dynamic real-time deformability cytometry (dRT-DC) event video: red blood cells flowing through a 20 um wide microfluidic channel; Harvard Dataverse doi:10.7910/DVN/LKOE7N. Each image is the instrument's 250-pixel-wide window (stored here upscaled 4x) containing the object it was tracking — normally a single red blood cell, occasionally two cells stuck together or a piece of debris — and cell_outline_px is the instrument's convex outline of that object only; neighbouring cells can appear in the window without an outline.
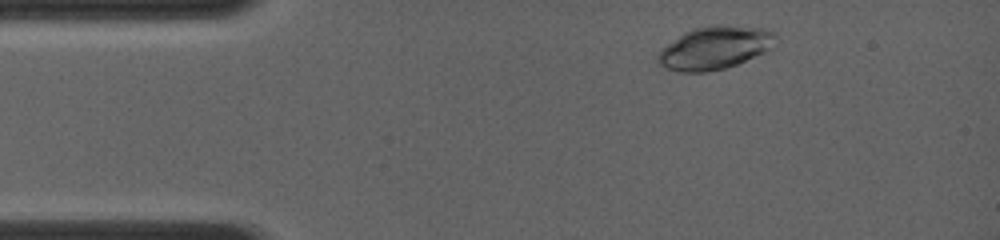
{"species": "common noctule bat (a hibernating species)", "species_latin": "Nyctalus noctula", "temperature_condition": "room temperature", "stored_images_in_passage": 7, "camera_frame_rate_fps": 4000, "um_per_image_px": 0.085, "animal": {"sex": "female", "body_mass_g": 19.0, "forearm_length_mm": 56.7}, "frame": {"image": 1, "passage_image": 2, "time_ms": 0.5, "image_size_px": [1000, 240], "cell_outline_px": [[776, 36], [768, 48], [764, 52], [736, 64], [724, 68], [704, 72], [680, 72], [664, 68], [660, 64], [656, 56], [660, 48], [684, 32], [692, 28], [716, 24], [764, 28], [776, 32]], "centroid_in_image_um": [60.69, 4.05], "position_along_channel_um": 24.3, "area_um2": 29.36}}
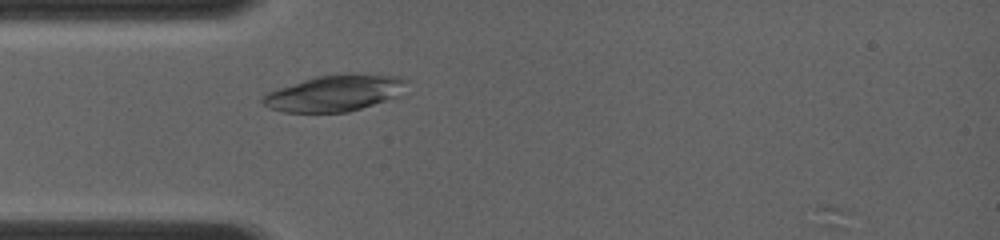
{"frame": {"image": 2, "passage_image": 6, "time_ms": 2.5, "image_size_px": [1000, 240], "cell_outline_px": [[408, 80], [396, 96], [348, 112], [284, 112], [268, 108], [260, 100], [260, 96], [268, 92], [316, 76], [352, 72], [400, 76]], "centroid_in_image_um": [28.41, 7.89], "position_along_channel_um": 56.6, "area_um2": 30.23}}